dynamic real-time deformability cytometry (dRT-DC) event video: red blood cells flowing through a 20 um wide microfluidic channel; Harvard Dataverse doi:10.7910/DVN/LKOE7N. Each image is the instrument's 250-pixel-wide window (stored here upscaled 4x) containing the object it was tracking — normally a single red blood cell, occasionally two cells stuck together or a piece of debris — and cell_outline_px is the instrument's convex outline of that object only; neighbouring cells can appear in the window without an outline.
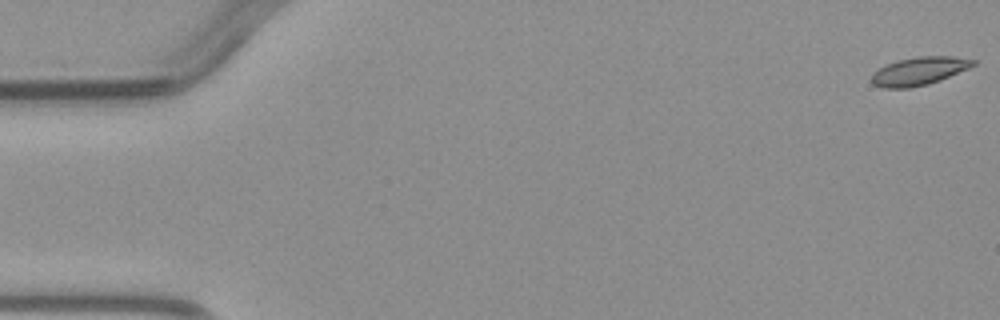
{"species": "common noctule bat (a hibernating species)", "species_latin": "Nyctalus noctula", "temperature_condition": "warm", "stored_images_in_passage": 4, "camera_frame_rate_fps": 3000, "um_per_image_px": 0.085, "animal": {"sex": "male", "body_mass_g": 23.1, "forearm_length_mm": 52.7}, "frame": {"image": 1, "passage_image": 1, "time_ms": 0.0, "image_size_px": [1000, 320], "cell_outline_px": [[976, 64], [968, 68], [940, 80], [928, 84], [908, 88], [884, 88], [872, 84], [872, 72], [896, 60], [916, 56], [952, 56], [976, 60]], "centroid_in_image_um": [78.11, 6.03], "position_along_channel_um": 6.9, "area_um2": 16.59}}
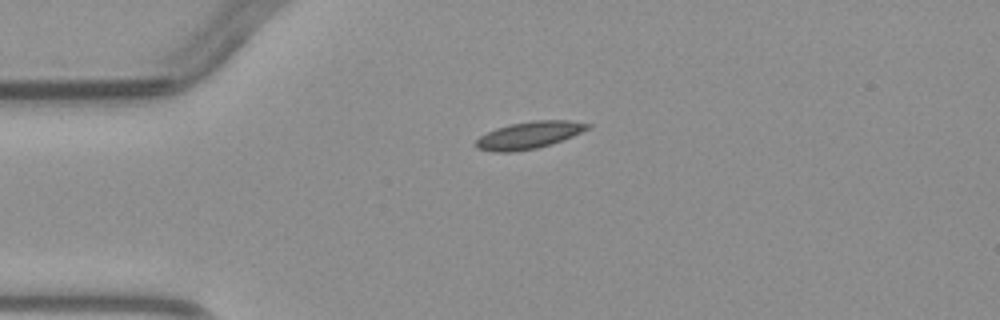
{"frame": {"image": 2, "passage_image": 4, "time_ms": 3.667, "image_size_px": [1000, 320], "cell_outline_px": [[592, 124], [588, 128], [572, 136], [536, 148], [516, 152], [496, 152], [476, 148], [472, 144], [480, 136], [496, 128], [512, 124], [532, 120], [568, 120]], "centroid_in_image_um": [44.91, 11.49], "position_along_channel_um": 40.1, "area_um2": 17.46}}